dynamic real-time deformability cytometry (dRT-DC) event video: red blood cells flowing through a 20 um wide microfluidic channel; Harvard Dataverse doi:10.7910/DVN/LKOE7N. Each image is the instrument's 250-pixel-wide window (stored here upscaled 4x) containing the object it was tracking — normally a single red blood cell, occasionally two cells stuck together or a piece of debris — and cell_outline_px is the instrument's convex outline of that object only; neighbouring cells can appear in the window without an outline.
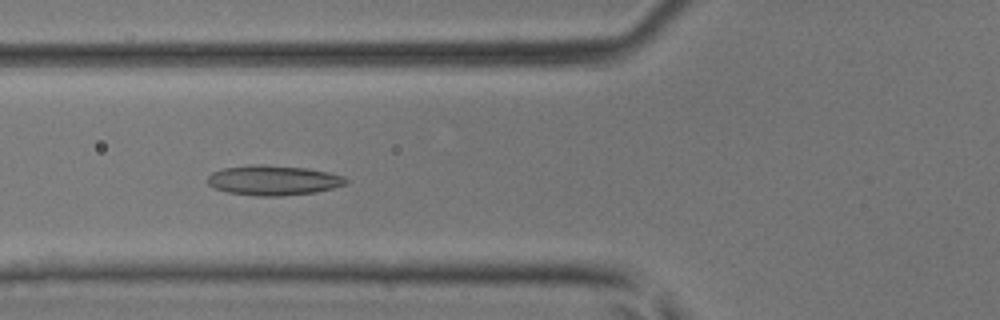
{"species": "common noctule bat (a hibernating species)", "species_latin": "Nyctalus noctula", "temperature_condition": "room temperature", "stored_images_in_passage": 48, "camera_frame_rate_fps": 3000, "um_per_image_px": 0.085, "animal": {"sex": "male", "body_mass_g": 17.9, "forearm_length_mm": 54.2}, "frame": {"image": 1, "passage_image": 19, "time_ms": 6.0, "image_size_px": [1000, 320], "cell_outline_px": [[348, 184], [316, 192], [280, 196], [256, 196], [228, 192], [216, 188], [208, 184], [208, 176], [212, 172], [224, 168], [248, 164], [264, 164], [308, 168], [328, 172], [344, 176], [348, 180]], "centroid_in_image_um": [23.25, 15.31], "position_along_channel_um": 102.5, "area_um2": 24.28}}
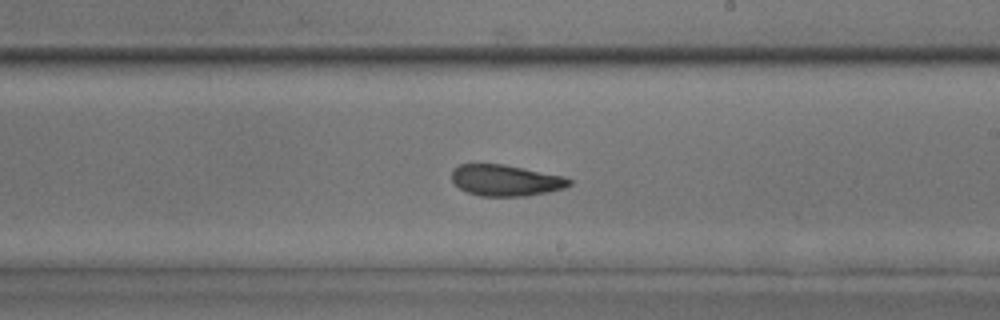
{"frame": {"image": 2, "passage_image": 29, "time_ms": 9.333, "image_size_px": [1000, 320], "cell_outline_px": [[572, 184], [564, 188], [548, 192], [528, 196], [480, 196], [468, 192], [460, 188], [452, 180], [452, 168], [460, 164], [504, 164], [564, 176], [572, 180]], "centroid_in_image_um": [43.0, 15.33], "position_along_channel_um": 246.0, "area_um2": 21.44}}
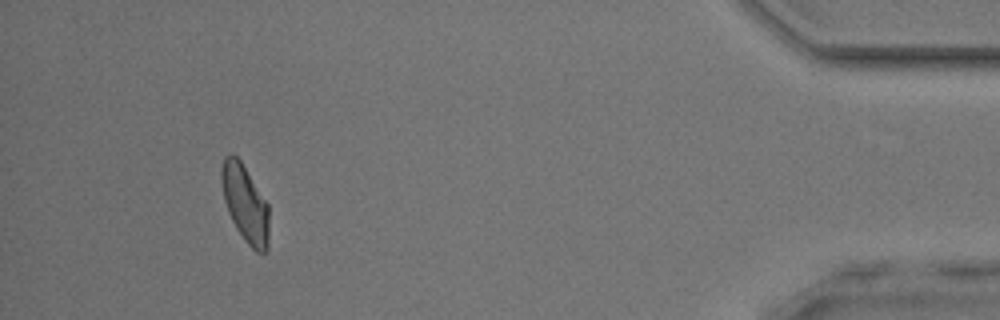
{"frame": {"image": 3, "passage_image": 45, "time_ms": 14.667, "image_size_px": [1000, 320], "cell_outline_px": [[268, 248], [264, 252], [256, 252], [244, 240], [236, 228], [228, 212], [224, 200], [220, 180], [220, 168], [224, 156], [232, 152], [240, 160], [268, 204]], "centroid_in_image_um": [20.8, 17.27], "position_along_channel_um": 414.4, "area_um2": 21.39}}